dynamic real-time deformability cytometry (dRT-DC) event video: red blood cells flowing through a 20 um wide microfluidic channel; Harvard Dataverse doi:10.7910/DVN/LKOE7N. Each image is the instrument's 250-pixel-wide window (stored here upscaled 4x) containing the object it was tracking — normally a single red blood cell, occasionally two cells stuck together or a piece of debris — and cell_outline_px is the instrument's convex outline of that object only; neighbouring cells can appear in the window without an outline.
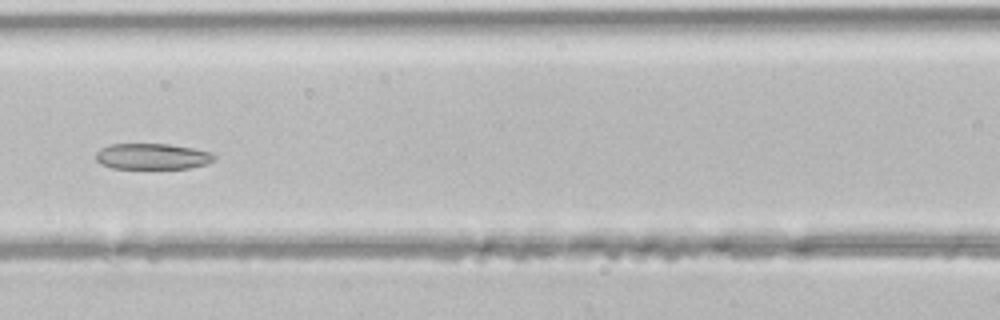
{"species": "common noctule bat (a hibernating species)", "species_latin": "Nyctalus noctula", "temperature_condition": "room temperature", "stored_images_in_passage": 18, "camera_frame_rate_fps": 3000, "um_per_image_px": 0.085, "animal": {"sex": "male", "body_mass_g": 21.5, "forearm_length_mm": 52.0}, "frame": {"image": 1, "passage_image": 11, "time_ms": 3.333, "image_size_px": [1000, 320], "cell_outline_px": [[216, 160], [208, 164], [188, 168], [112, 168], [100, 164], [96, 160], [96, 152], [100, 148], [108, 144], [168, 144], [192, 148], [212, 152], [216, 156]], "centroid_in_image_um": [12.96, 13.29], "position_along_channel_um": 153.6, "area_um2": 18.03}}